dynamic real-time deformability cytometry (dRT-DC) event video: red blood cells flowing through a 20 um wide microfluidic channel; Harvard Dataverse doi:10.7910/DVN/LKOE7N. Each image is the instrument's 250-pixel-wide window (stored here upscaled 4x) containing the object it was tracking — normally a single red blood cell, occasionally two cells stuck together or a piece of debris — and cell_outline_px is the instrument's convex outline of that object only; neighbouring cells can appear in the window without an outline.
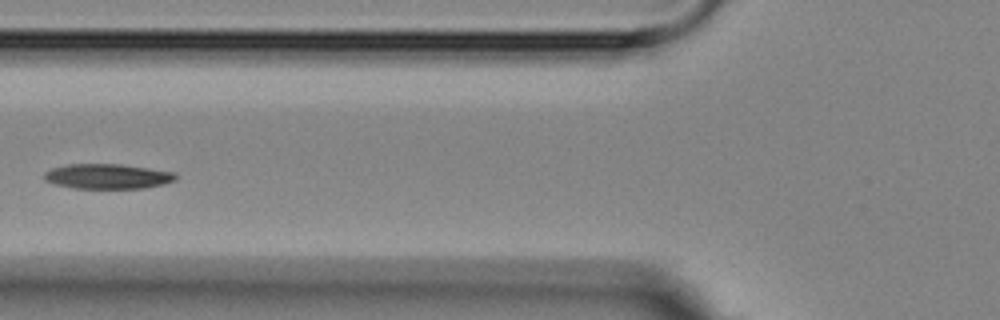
{"species": "Egyptian fruit bat (a non-hibernating species)", "species_latin": "Rousettus aegyptiacus", "temperature_condition": "room temperature", "stored_images_in_passage": 4, "camera_frame_rate_fps": 3000, "um_per_image_px": 0.085, "animal": {"sex": "female"}, "frame": {"image": 1, "passage_image": 4, "time_ms": 4.333, "image_size_px": [1000, 320], "cell_outline_px": [[176, 180], [164, 184], [144, 188], [76, 188], [56, 184], [44, 180], [44, 172], [52, 168], [68, 164], [120, 164], [176, 172]], "centroid_in_image_um": [9.16, 14.98], "position_along_channel_um": 116.6, "area_um2": 19.07}}